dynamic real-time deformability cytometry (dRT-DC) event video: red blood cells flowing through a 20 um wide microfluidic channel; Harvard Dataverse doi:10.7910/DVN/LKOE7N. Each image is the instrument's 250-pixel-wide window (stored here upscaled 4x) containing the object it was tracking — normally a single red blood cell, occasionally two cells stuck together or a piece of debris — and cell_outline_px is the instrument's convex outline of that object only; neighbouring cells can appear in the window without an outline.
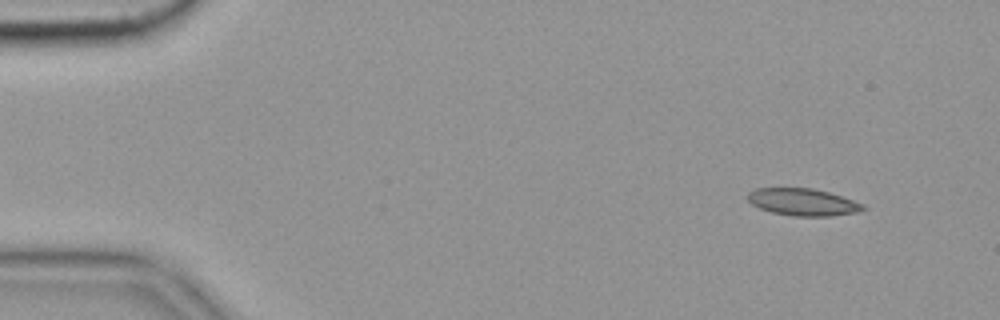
{"species": "common noctule bat (a hibernating species)", "species_latin": "Nyctalus noctula", "temperature_condition": "cold", "stored_images_in_passage": 56, "camera_frame_rate_fps": 3000, "um_per_image_px": 0.085, "animal": {"sex": "female", "body_mass_g": 19.9}, "frame": {"image": 1, "passage_image": 4, "time_ms": 1.0, "image_size_px": [1000, 320], "cell_outline_px": [[868, 208], [856, 212], [832, 216], [792, 216], [772, 212], [760, 208], [752, 204], [748, 200], [748, 192], [756, 188], [812, 188], [828, 192], [864, 204]], "centroid_in_image_um": [68.24, 17.18], "position_along_channel_um": 16.8, "area_um2": 18.15}}
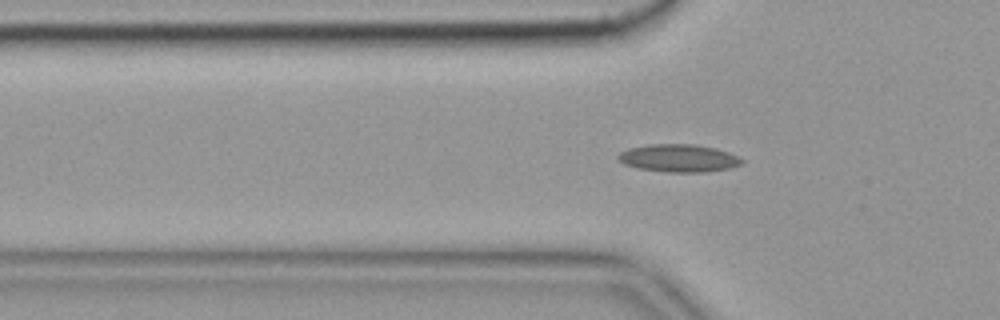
{"frame": {"image": 2, "passage_image": 17, "time_ms": 5.333, "image_size_px": [1000, 320], "cell_outline_px": [[744, 164], [732, 168], [704, 172], [668, 172], [640, 168], [624, 164], [616, 156], [620, 152], [628, 148], [648, 144], [692, 144], [716, 148], [728, 152], [744, 160]], "centroid_in_image_um": [57.72, 13.44], "position_along_channel_um": 68.1, "area_um2": 20.0}}
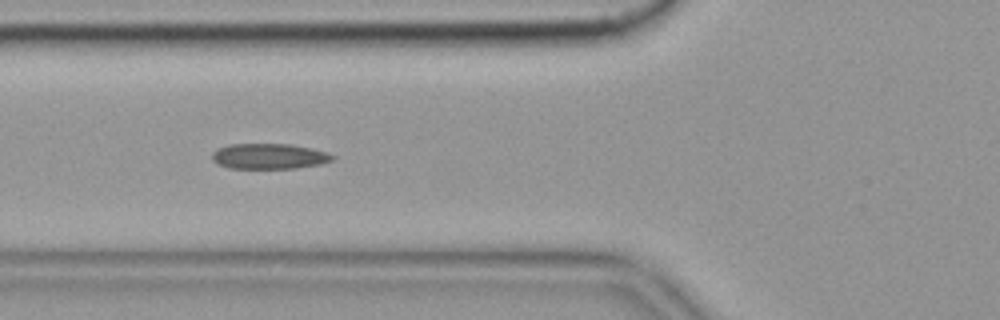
{"frame": {"image": 3, "passage_image": 20, "time_ms": 6.333, "image_size_px": [1000, 320], "cell_outline_px": [[336, 156], [332, 160], [320, 164], [296, 168], [228, 168], [216, 164], [212, 160], [212, 152], [216, 148], [228, 144], [292, 144], [312, 148], [328, 152]], "centroid_in_image_um": [22.85, 13.27], "position_along_channel_um": 102.9, "area_um2": 18.09}, "authors_computed_cell_mechanics": {"area_um2": 18.0914, "velocity_mm_per_s": 3.539, "shape_relaxation_time_tau1_ms": null, "shape_relaxation_time_tau2_ms": 3.3141, "deformation_change_tau1": null, "deformation_change_tau2": 0.1092}}